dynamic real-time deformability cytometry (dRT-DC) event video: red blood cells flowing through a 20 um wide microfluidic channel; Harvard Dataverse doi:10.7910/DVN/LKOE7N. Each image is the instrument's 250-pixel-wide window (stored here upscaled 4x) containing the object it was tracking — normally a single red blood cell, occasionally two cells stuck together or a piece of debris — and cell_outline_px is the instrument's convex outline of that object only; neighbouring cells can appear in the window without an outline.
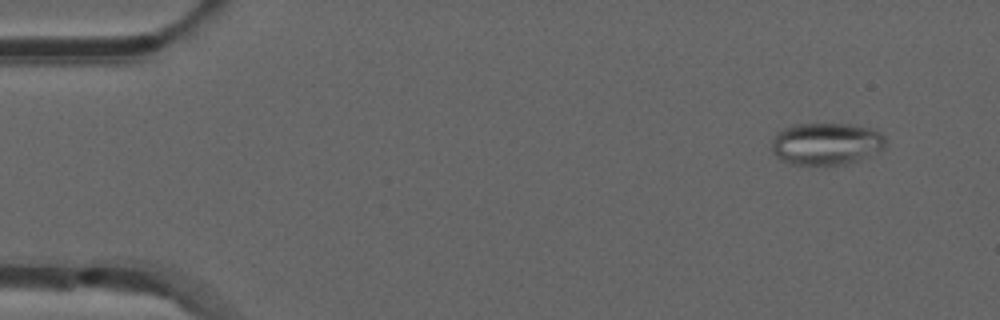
{"species": "common noctule bat (a hibernating species)", "species_latin": "Nyctalus noctula", "temperature_condition": "room temperature", "stored_images_in_passage": 49, "camera_frame_rate_fps": 3000, "um_per_image_px": 0.085, "animal": {"sex": "male", "forearm_length_mm": 52.5}, "frame": {"image": 1, "passage_image": 1, "time_ms": 0.0, "image_size_px": [1000, 320], "cell_outline_px": [[884, 148], [856, 160], [844, 164], [792, 164], [780, 160], [772, 152], [772, 140], [776, 132], [784, 128], [796, 124], [852, 124], [872, 128], [880, 132], [884, 136]], "centroid_in_image_um": [70.19, 12.2], "position_along_channel_um": 14.8, "area_um2": 27.74}}
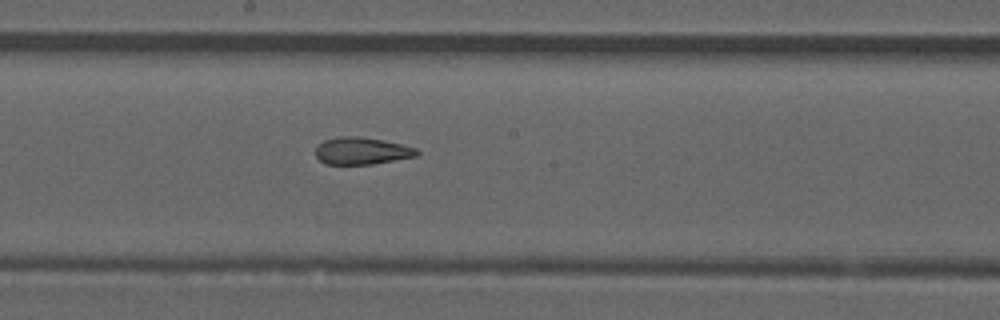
{"frame": {"image": 2, "passage_image": 25, "time_ms": 8.0, "image_size_px": [1000, 320], "cell_outline_px": [[420, 152], [416, 156], [372, 164], [324, 164], [316, 156], [316, 148], [324, 140], [340, 136], [360, 136], [400, 144], [416, 148]], "centroid_in_image_um": [30.73, 12.83], "position_along_channel_um": 217.5, "area_um2": 15.84}}
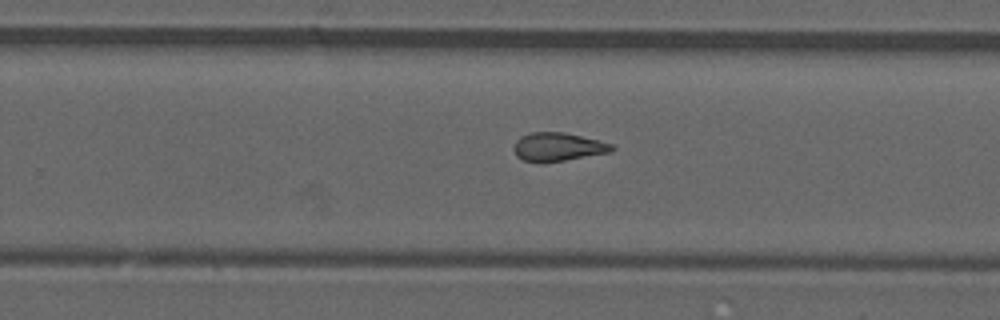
{"frame": {"image": 3, "passage_image": 30, "time_ms": 9.667, "image_size_px": [1000, 320], "cell_outline_px": [[616, 148], [612, 152], [540, 164], [524, 160], [516, 156], [512, 148], [516, 140], [520, 136], [532, 132], [564, 132], [612, 144]], "centroid_in_image_um": [47.38, 12.5], "position_along_channel_um": 282.4, "area_um2": 16.42}, "authors_computed_cell_mechanics": {"area_um2": 17.1088, "velocity_mm_per_s": 3.9078, "shape_relaxation_time_tau1_ms": null, "shape_relaxation_time_tau2_ms": 2.3222, "deformation_change_tau1": null, "deformation_change_tau2": 0.1038}}